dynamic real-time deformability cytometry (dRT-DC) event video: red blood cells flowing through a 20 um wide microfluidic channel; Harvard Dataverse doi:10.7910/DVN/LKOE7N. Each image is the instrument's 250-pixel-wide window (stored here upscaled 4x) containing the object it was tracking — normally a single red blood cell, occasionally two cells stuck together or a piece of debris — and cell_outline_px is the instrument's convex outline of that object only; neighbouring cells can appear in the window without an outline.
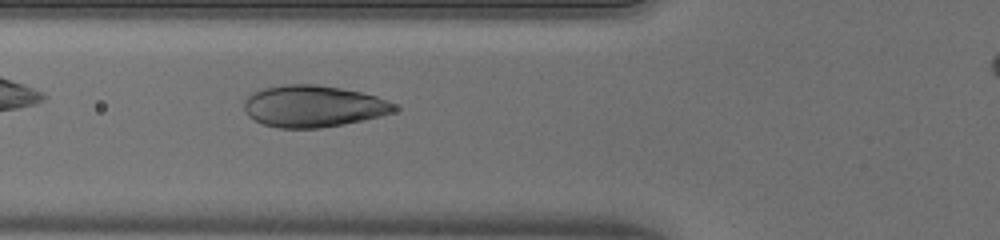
{"species": "human", "species_latin": "Homo sapiens", "temperature_condition": "warm", "stored_images_in_passage": 33, "camera_frame_rate_fps": 3000, "um_per_image_px": 0.085, "donor": {"sex": "male"}, "frame": {"image": 1, "passage_image": 5, "time_ms": 1.333, "image_size_px": [1000, 240], "cell_outline_px": [[400, 108], [392, 112], [380, 116], [344, 124], [320, 128], [280, 128], [264, 124], [248, 116], [244, 108], [244, 100], [252, 92], [264, 88], [284, 84], [316, 84], [340, 88], [360, 92], [376, 96], [396, 104]], "centroid_in_image_um": [26.62, 9.02], "position_along_channel_um": 99.2, "area_um2": 36.47}}
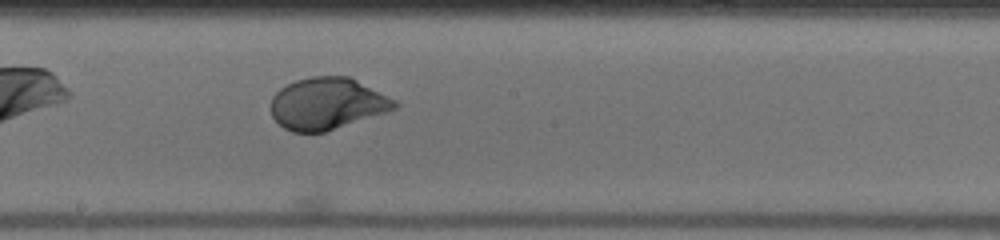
{"frame": {"image": 2, "passage_image": 14, "time_ms": 4.333, "image_size_px": [1000, 240], "cell_outline_px": [[400, 104], [396, 108], [388, 112], [324, 132], [292, 132], [284, 128], [272, 116], [272, 96], [280, 88], [296, 80], [312, 76], [348, 76], [396, 100]], "centroid_in_image_um": [27.82, 8.81], "position_along_channel_um": 220.4, "area_um2": 37.17}}
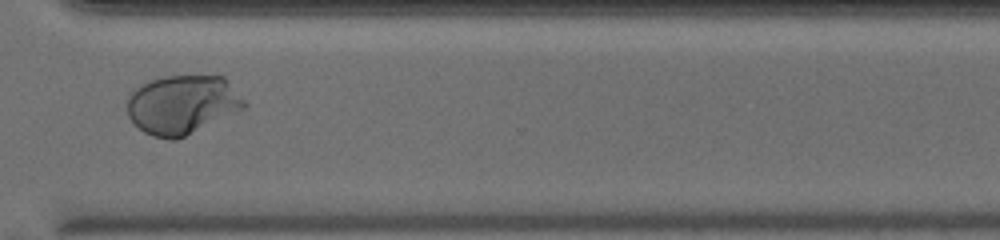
{"frame": {"image": 3, "passage_image": 24, "time_ms": 7.667, "image_size_px": [1000, 240], "cell_outline_px": [[248, 104], [244, 108], [176, 140], [168, 140], [152, 136], [144, 132], [128, 116], [128, 96], [136, 88], [152, 80], [164, 76], [224, 76], [228, 80]], "centroid_in_image_um": [15.5, 8.89], "position_along_channel_um": 355.1, "area_um2": 39.82}, "authors_computed_cell_mechanics": {"area_um2": 37.9168, "velocity_mm_per_s": 4.0316, "shape_relaxation_time_tau1_ms": 3.0699, "shape_relaxation_time_tau2_ms": null, "deformation_change_tau1": 0.1938, "deformation_change_tau2": null}}